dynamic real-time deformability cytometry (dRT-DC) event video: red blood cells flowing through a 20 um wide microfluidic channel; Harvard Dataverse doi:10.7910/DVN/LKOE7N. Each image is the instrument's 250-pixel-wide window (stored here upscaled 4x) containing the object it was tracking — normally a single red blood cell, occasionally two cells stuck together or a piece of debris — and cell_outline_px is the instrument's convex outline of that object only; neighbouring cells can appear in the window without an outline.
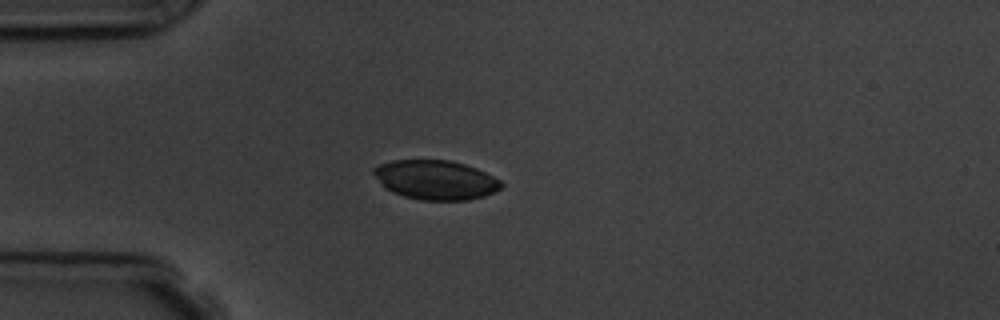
{"species": "common noctule bat (a hibernating species)", "species_latin": "Nyctalus noctula", "temperature_condition": "room temperature", "stored_images_in_passage": 12, "camera_frame_rate_fps": 3000, "um_per_image_px": 0.085, "animal": {"sex": "male", "body_mass_g": 19.5, "forearm_length_mm": 54.6}, "frame": {"image": 1, "passage_image": 3, "time_ms": 3.333, "image_size_px": [1000, 320], "cell_outline_px": [[504, 184], [500, 188], [484, 196], [468, 200], [420, 200], [404, 196], [392, 192], [384, 188], [372, 172], [372, 168], [380, 164], [392, 160], [448, 160], [464, 164], [476, 168], [500, 180]], "centroid_in_image_um": [36.99, 15.29], "position_along_channel_um": 48.0, "area_um2": 29.19}}
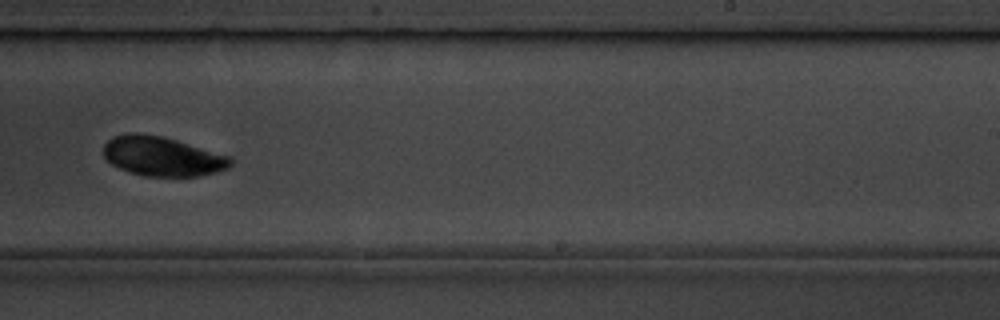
{"frame": {"image": 2, "passage_image": 9, "time_ms": 10.0, "image_size_px": [1000, 320], "cell_outline_px": [[232, 164], [228, 168], [216, 172], [200, 176], [144, 176], [120, 168], [112, 164], [104, 156], [104, 144], [112, 136], [128, 132], [140, 132], [164, 136], [228, 156], [232, 160]], "centroid_in_image_um": [13.77, 13.27], "position_along_channel_um": 275.2, "area_um2": 29.19}}